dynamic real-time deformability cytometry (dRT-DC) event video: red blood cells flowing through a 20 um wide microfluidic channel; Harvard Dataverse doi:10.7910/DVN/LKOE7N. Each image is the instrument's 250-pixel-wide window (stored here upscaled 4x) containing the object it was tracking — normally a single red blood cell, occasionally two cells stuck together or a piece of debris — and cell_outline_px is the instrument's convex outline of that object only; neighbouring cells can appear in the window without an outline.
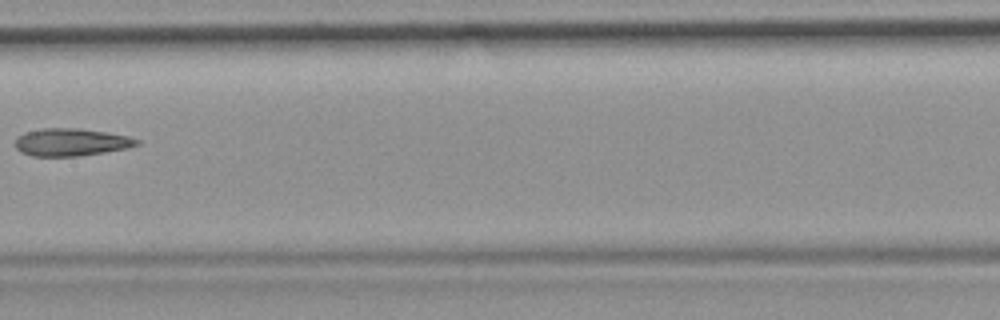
{"species": "common noctule bat (a hibernating species)", "species_latin": "Nyctalus noctula", "temperature_condition": "room temperature", "stored_images_in_passage": 6, "camera_frame_rate_fps": 3000, "um_per_image_px": 0.085, "animal": {"sex": "female", "body_mass_g": 19.9}, "frame": {"image": 1, "passage_image": 5, "time_ms": 4.667, "image_size_px": [1000, 320], "cell_outline_px": [[140, 144], [128, 148], [104, 152], [76, 156], [32, 156], [20, 152], [16, 148], [16, 136], [24, 132], [44, 128], [80, 128], [108, 132], [128, 136], [140, 140]], "centroid_in_image_um": [6.04, 12.08], "position_along_channel_um": 201.4, "area_um2": 19.65}}